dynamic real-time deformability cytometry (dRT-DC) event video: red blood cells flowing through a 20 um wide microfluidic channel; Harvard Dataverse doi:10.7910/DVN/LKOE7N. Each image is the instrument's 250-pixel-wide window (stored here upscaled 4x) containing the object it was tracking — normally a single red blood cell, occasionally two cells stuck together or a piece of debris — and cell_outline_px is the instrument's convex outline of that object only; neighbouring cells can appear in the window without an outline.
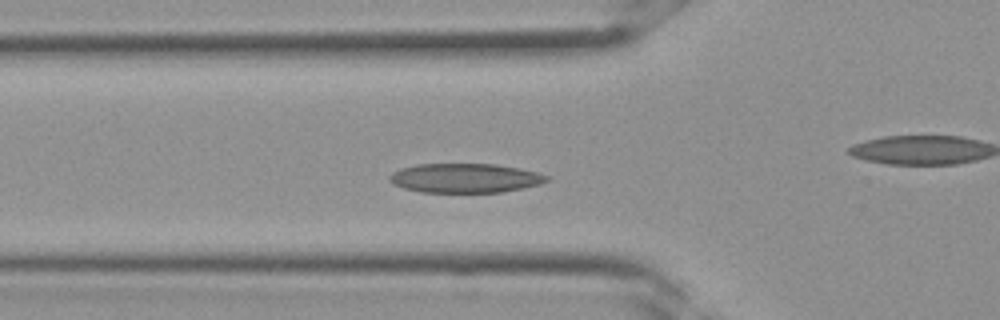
{"species": "Egyptian fruit bat (a non-hibernating species)", "species_latin": "Rousettus aegyptiacus", "temperature_condition": "room temperature", "stored_images_in_passage": 33, "camera_frame_rate_fps": 3000, "um_per_image_px": 0.085, "frame": {"image": 1, "passage_image": 10, "time_ms": 3.0, "image_size_px": [1000, 320], "cell_outline_px": [[548, 180], [540, 184], [524, 188], [500, 192], [420, 192], [404, 188], [392, 184], [388, 180], [388, 176], [392, 172], [400, 168], [416, 164], [496, 164], [520, 168], [536, 172], [548, 176]], "centroid_in_image_um": [39.49, 15.13], "position_along_channel_um": 86.3, "area_um2": 26.93}}
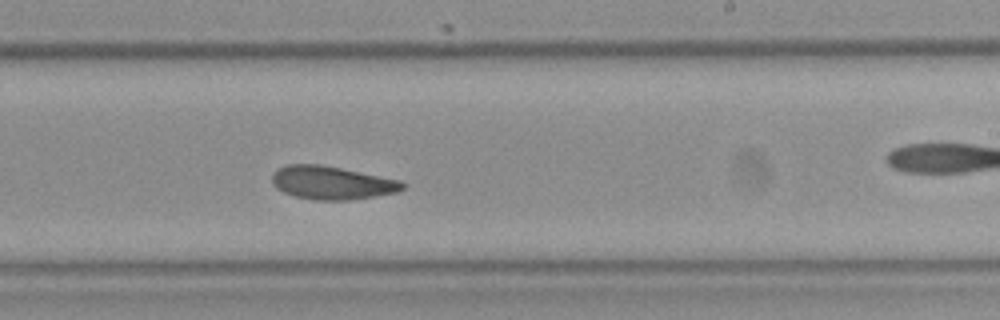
{"frame": {"image": 2, "passage_image": 19, "time_ms": 6.0, "image_size_px": [1000, 320], "cell_outline_px": [[404, 188], [396, 192], [348, 200], [316, 200], [296, 196], [284, 192], [276, 188], [272, 184], [272, 172], [288, 164], [320, 164], [400, 180], [404, 184]], "centroid_in_image_um": [28.16, 15.53], "position_along_channel_um": 260.8, "area_um2": 24.97}}
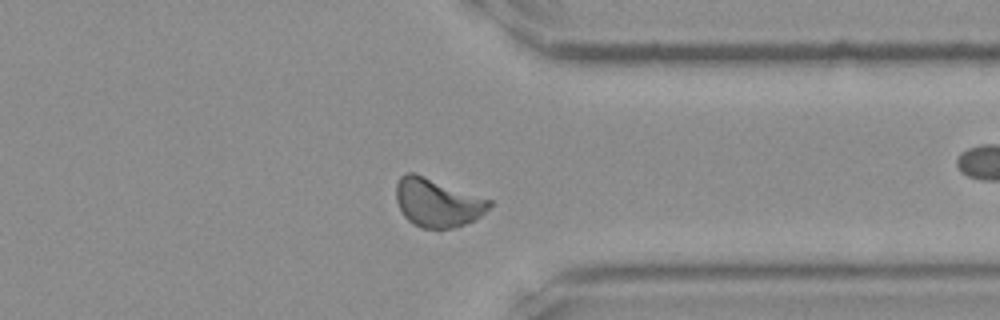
{"frame": {"image": 3, "passage_image": 25, "time_ms": 8.0, "image_size_px": [1000, 320], "cell_outline_px": [[492, 204], [480, 216], [464, 224], [452, 228], [420, 228], [412, 224], [404, 216], [396, 200], [396, 184], [400, 176], [408, 172], [416, 172], [492, 200]], "centroid_in_image_um": [37.15, 17.2], "position_along_channel_um": 374.3, "area_um2": 26.41}}